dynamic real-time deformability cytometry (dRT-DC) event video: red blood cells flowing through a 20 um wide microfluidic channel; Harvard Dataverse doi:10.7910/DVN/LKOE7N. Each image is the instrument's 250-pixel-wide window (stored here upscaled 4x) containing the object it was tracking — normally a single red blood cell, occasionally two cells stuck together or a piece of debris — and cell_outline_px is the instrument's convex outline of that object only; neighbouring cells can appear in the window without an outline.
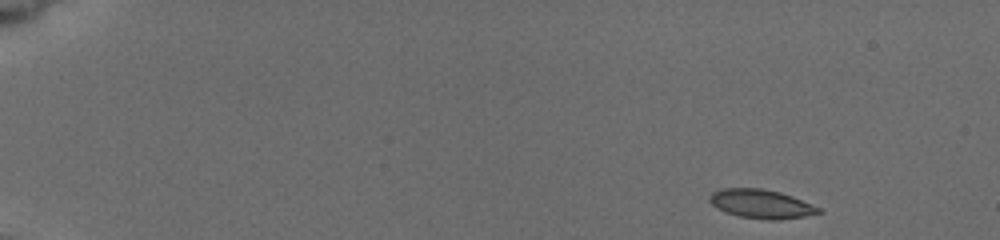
{"species": "common noctule bat (a hibernating species)", "species_latin": "Nyctalus noctula", "temperature_condition": "cold", "stored_images_in_passage": 8, "camera_frame_rate_fps": 3000, "um_per_image_px": 0.085, "animal": {"sex": "female", "body_mass_g": 19.5, "forearm_length_mm": 54.1}, "frame": {"image": 1, "passage_image": 1, "time_ms": 0.0, "image_size_px": [1000, 240], "cell_outline_px": [[824, 212], [804, 216], [772, 220], [768, 220], [740, 216], [724, 212], [716, 208], [708, 200], [708, 196], [712, 192], [720, 188], [760, 188], [780, 192], [792, 196], [820, 208]], "centroid_in_image_um": [64.65, 17.32], "position_along_channel_um": 20.3, "area_um2": 18.32}}
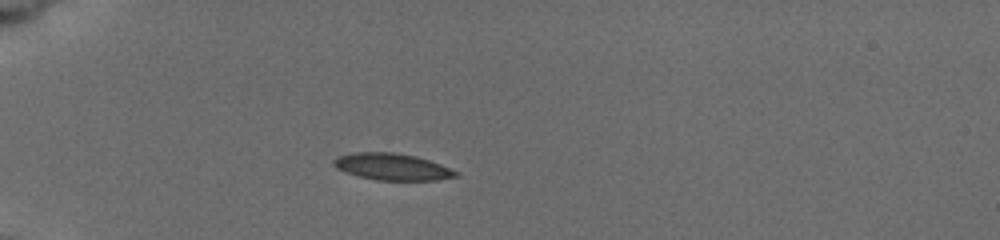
{"frame": {"image": 2, "passage_image": 5, "time_ms": 3.667, "image_size_px": [1000, 240], "cell_outline_px": [[460, 176], [436, 180], [376, 180], [360, 176], [336, 168], [332, 164], [332, 160], [336, 156], [356, 152], [392, 152], [416, 156], [440, 164], [460, 172]], "centroid_in_image_um": [33.35, 14.17], "position_along_channel_um": 51.7, "area_um2": 19.02}}
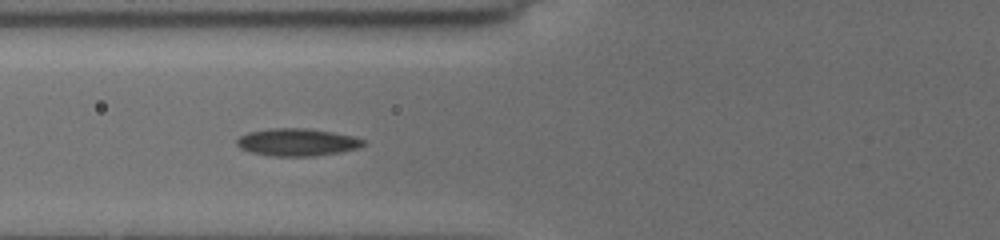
{"frame": {"image": 3, "passage_image": 7, "time_ms": 5.667, "image_size_px": [1000, 240], "cell_outline_px": [[364, 144], [360, 148], [340, 152], [316, 156], [268, 156], [248, 152], [240, 148], [236, 144], [236, 140], [240, 136], [248, 132], [272, 128], [308, 128], [332, 132], [352, 136], [364, 140]], "centroid_in_image_um": [25.22, 12.09], "position_along_channel_um": 100.6, "area_um2": 20.4}}